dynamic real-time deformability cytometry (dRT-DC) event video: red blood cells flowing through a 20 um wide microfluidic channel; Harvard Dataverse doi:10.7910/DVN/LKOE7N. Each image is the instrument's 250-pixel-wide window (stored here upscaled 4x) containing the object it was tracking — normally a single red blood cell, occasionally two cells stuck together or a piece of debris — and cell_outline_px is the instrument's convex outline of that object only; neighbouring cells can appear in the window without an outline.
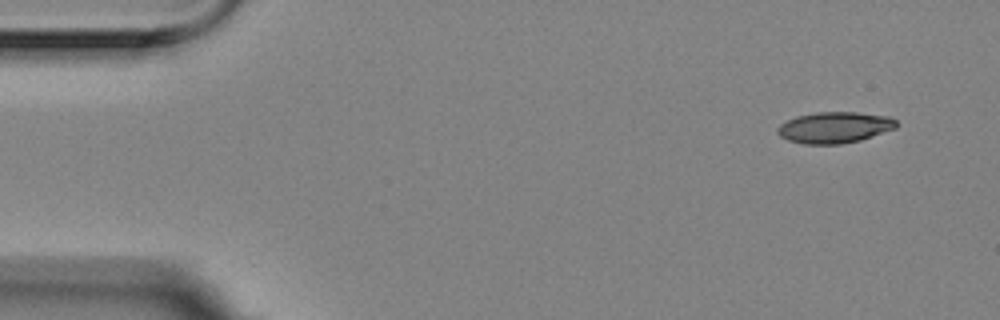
{"species": "Egyptian fruit bat (a non-hibernating species)", "species_latin": "Rousettus aegyptiacus", "temperature_condition": "room temperature", "stored_images_in_passage": 7, "camera_frame_rate_fps": 3000, "um_per_image_px": 0.085, "animal": {"sex": "female"}, "frame": {"image": 1, "passage_image": 1, "time_ms": 0.0, "image_size_px": [1000, 320], "cell_outline_px": [[896, 128], [860, 140], [840, 144], [804, 144], [788, 140], [780, 136], [776, 132], [776, 128], [780, 124], [796, 116], [816, 112], [856, 112], [888, 116], [896, 120]], "centroid_in_image_um": [70.91, 10.83], "position_along_channel_um": 14.1, "area_um2": 21.56}}
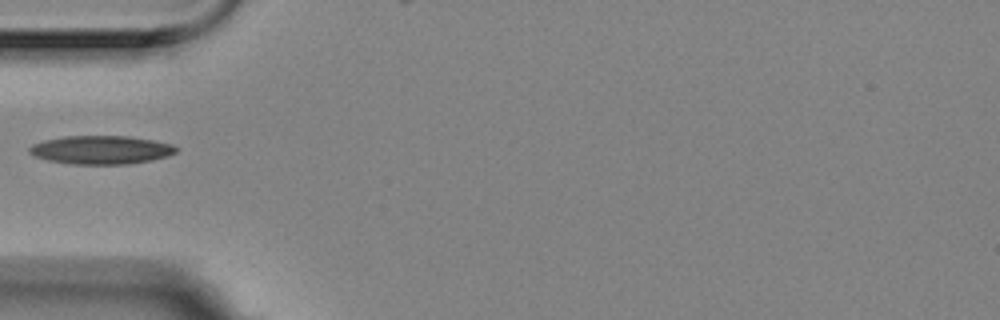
{"frame": {"image": 2, "passage_image": 5, "time_ms": 1.333, "image_size_px": [1000, 320], "cell_outline_px": [[180, 148], [176, 152], [168, 156], [152, 160], [128, 164], [72, 164], [48, 160], [36, 156], [28, 152], [28, 148], [32, 144], [44, 140], [64, 136], [128, 136], [152, 140], [172, 144]], "centroid_in_image_um": [8.61, 12.74], "position_along_channel_um": 76.4, "area_um2": 24.39}}
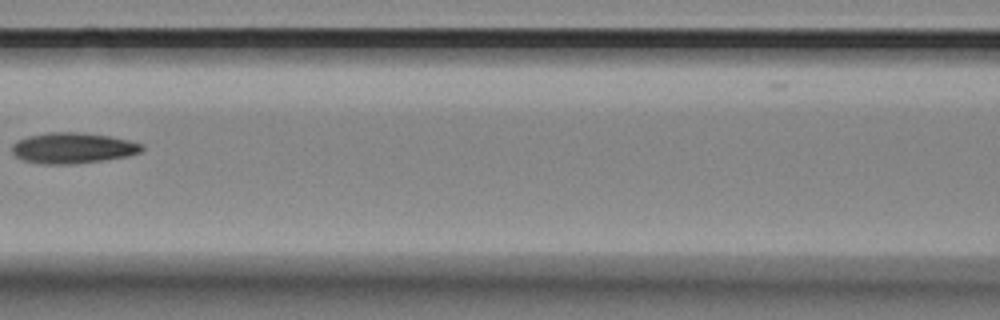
{"frame": {"image": 3, "passage_image": 7, "time_ms": 2.0, "image_size_px": [1000, 320], "cell_outline_px": [[144, 148], [140, 152], [128, 156], [104, 160], [72, 164], [44, 164], [24, 160], [16, 156], [12, 152], [12, 144], [16, 140], [28, 136], [48, 132], [76, 132], [108, 136], [128, 140], [144, 144]], "centroid_in_image_um": [6.18, 12.58], "position_along_channel_um": 160.4, "area_um2": 23.24}}